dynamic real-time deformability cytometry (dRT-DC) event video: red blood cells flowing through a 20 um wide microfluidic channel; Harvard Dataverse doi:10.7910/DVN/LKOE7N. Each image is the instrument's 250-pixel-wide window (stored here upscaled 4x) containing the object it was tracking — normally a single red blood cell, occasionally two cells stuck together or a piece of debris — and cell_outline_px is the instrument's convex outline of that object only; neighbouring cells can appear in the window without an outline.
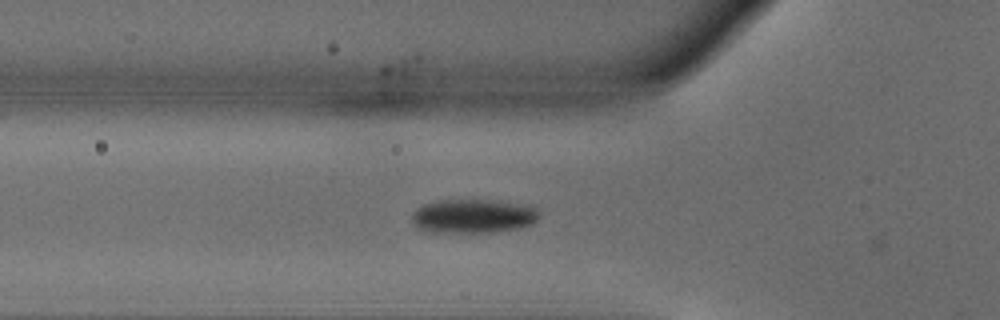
{"species": "common noctule bat (a hibernating species)", "species_latin": "Nyctalus noctula", "temperature_condition": "warm", "stored_images_in_passage": 30, "camera_frame_rate_fps": 3000, "um_per_image_px": 0.085, "animal": {"sex": "male", "body_mass_g": 18.8}, "frame": {"image": 1, "passage_image": 2, "time_ms": 0.333, "image_size_px": [1000, 320], "cell_outline_px": [[536, 220], [532, 224], [520, 228], [492, 232], [428, 232], [420, 228], [412, 220], [412, 216], [416, 208], [424, 204], [440, 200], [500, 200], [532, 204], [536, 208]], "centroid_in_image_um": [40.26, 18.35], "position_along_channel_um": 85.5, "area_um2": 25.32}}
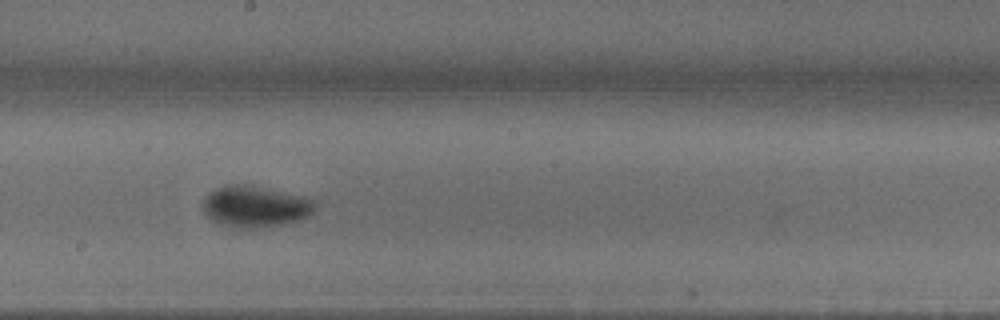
{"frame": {"image": 2, "passage_image": 13, "time_ms": 4.0, "image_size_px": [1000, 320], "cell_outline_px": [[316, 204], [312, 212], [308, 216], [300, 220], [284, 224], [264, 228], [240, 228], [216, 224], [204, 212], [204, 200], [216, 188], [228, 184], [248, 184], [304, 196], [316, 200]], "centroid_in_image_um": [21.73, 17.56], "position_along_channel_um": 226.5, "area_um2": 27.17}}
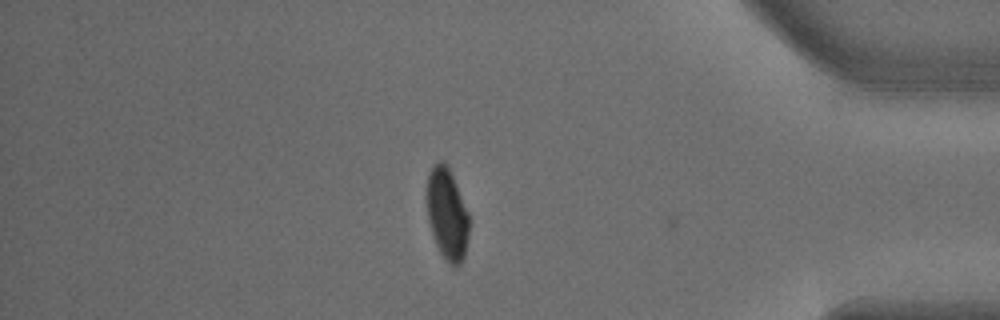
{"frame": {"image": 3, "passage_image": 29, "time_ms": 9.333, "image_size_px": [1000, 320], "cell_outline_px": [[468, 236], [464, 256], [460, 264], [456, 268], [448, 264], [440, 252], [436, 244], [428, 220], [424, 196], [428, 176], [432, 168], [440, 160], [444, 160], [448, 164], [468, 212]], "centroid_in_image_um": [37.97, 18.17], "position_along_channel_um": 397.2, "area_um2": 22.89}}